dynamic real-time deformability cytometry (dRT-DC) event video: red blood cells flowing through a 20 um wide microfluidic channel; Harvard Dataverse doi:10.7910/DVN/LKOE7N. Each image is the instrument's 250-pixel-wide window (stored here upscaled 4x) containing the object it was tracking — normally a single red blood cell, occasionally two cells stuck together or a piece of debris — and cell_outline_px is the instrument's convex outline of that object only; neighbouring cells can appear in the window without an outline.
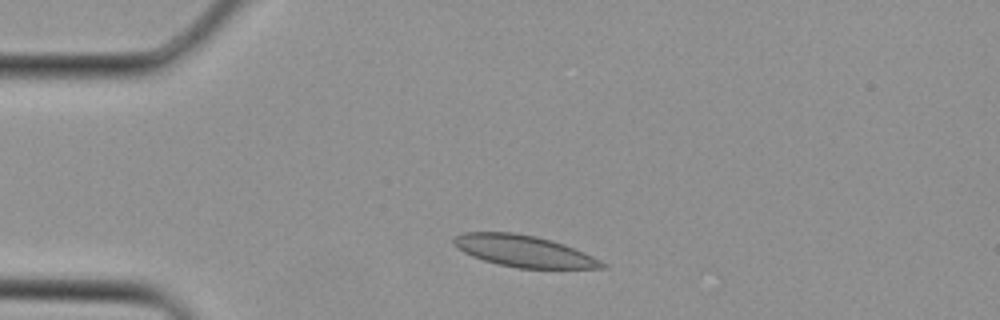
{"species": "Egyptian fruit bat (a non-hibernating species)", "species_latin": "Rousettus aegyptiacus", "temperature_condition": "cold", "stored_images_in_passage": 2, "camera_frame_rate_fps": 3000, "um_per_image_px": 0.085, "animal": {"sex": "female"}, "frame": {"image": 1, "passage_image": 1, "time_ms": 0.0, "image_size_px": [1000, 320], "cell_outline_px": [[608, 268], [516, 268], [484, 260], [472, 256], [456, 248], [452, 244], [452, 240], [456, 236], [464, 232], [512, 232], [536, 236], [552, 240], [564, 244], [584, 252], [608, 264]], "centroid_in_image_um": [44.53, 21.34], "position_along_channel_um": 40.5, "area_um2": 27.28}}
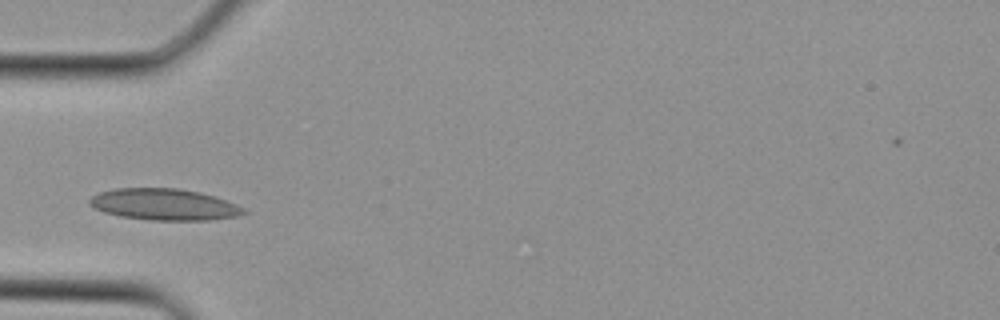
{"frame": {"image": 2, "passage_image": 2, "time_ms": 0.333, "image_size_px": [1000, 320], "cell_outline_px": [[248, 212], [240, 216], [208, 220], [148, 220], [120, 216], [104, 212], [88, 204], [88, 200], [92, 196], [100, 192], [116, 188], [180, 188], [200, 192], [236, 204], [244, 208]], "centroid_in_image_um": [13.96, 17.38], "position_along_channel_um": 71.0, "area_um2": 28.26}}